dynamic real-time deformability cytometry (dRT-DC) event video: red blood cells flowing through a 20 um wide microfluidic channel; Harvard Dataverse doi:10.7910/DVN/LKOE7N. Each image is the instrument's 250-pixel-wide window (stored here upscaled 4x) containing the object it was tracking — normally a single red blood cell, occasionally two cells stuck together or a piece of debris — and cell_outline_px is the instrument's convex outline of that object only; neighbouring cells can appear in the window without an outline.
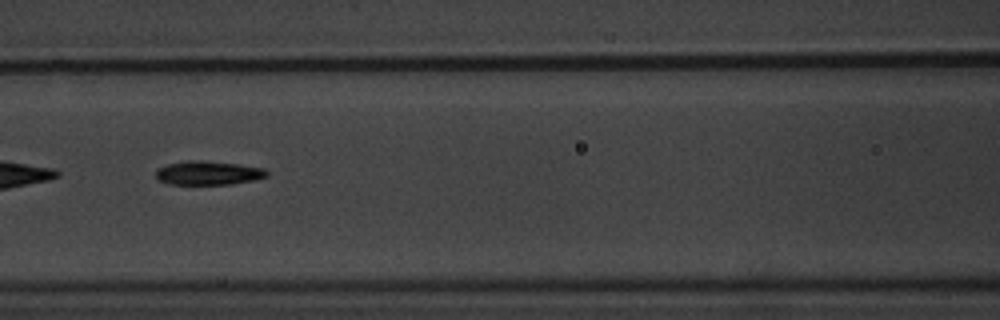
{"species": "common noctule bat (a hibernating species)", "species_latin": "Nyctalus noctula", "temperature_condition": "warm", "stored_images_in_passage": 9, "camera_frame_rate_fps": 3000, "um_per_image_px": 0.085, "animal": {"sex": "male", "body_mass_g": 20.1, "forearm_length_mm": 53.5}, "frame": {"image": 1, "passage_image": 7, "time_ms": 7.0, "image_size_px": [1000, 320], "cell_outline_px": [[268, 176], [252, 180], [232, 184], [168, 184], [156, 180], [156, 168], [168, 164], [188, 160], [200, 160], [240, 164], [264, 168], [268, 172]], "centroid_in_image_um": [17.67, 14.7], "position_along_channel_um": 148.9, "area_um2": 15.55}}